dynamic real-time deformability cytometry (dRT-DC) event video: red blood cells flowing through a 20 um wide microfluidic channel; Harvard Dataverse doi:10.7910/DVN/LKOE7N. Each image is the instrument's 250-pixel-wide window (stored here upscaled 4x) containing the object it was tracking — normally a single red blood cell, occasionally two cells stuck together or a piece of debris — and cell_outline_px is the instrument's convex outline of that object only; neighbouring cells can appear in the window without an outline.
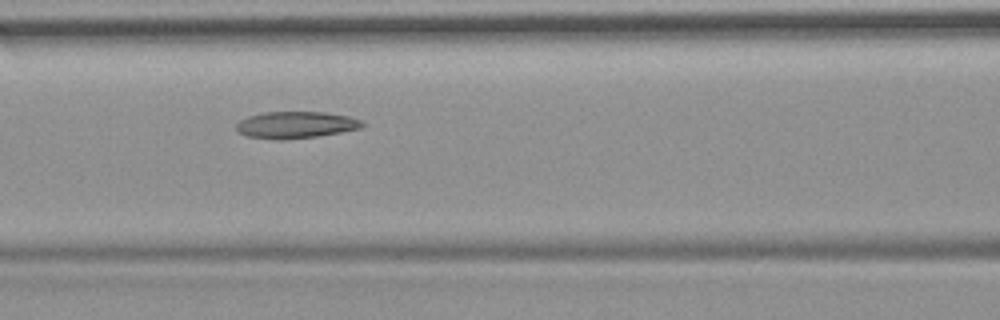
{"species": "common noctule bat (a hibernating species)", "species_latin": "Nyctalus noctula", "temperature_condition": "room temperature", "stored_images_in_passage": 6, "camera_frame_rate_fps": 3000, "um_per_image_px": 0.085, "animal": {"sex": "female", "body_mass_g": 19.9}, "frame": {"image": 1, "passage_image": 5, "time_ms": 5.667, "image_size_px": [1000, 320], "cell_outline_px": [[364, 124], [360, 128], [340, 132], [316, 136], [288, 140], [280, 140], [248, 136], [240, 132], [236, 128], [236, 124], [240, 120], [248, 116], [264, 112], [324, 112], [348, 116], [360, 120]], "centroid_in_image_um": [25.12, 10.61], "position_along_channel_um": 141.5, "area_um2": 19.48}}
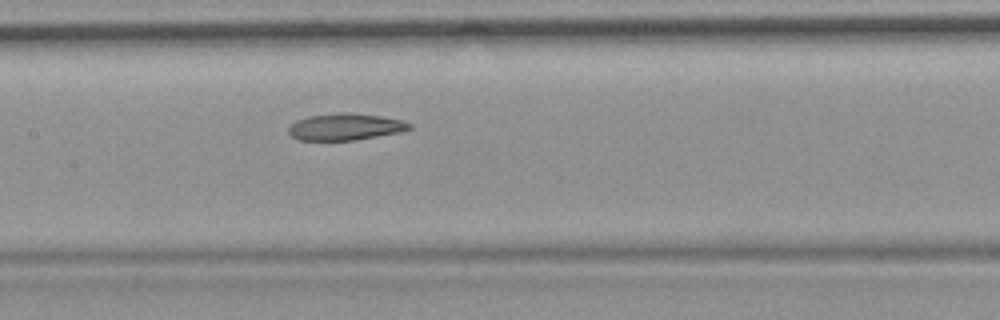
{"frame": {"image": 2, "passage_image": 6, "time_ms": 6.667, "image_size_px": [1000, 320], "cell_outline_px": [[412, 128], [400, 132], [352, 140], [296, 140], [288, 132], [288, 128], [296, 120], [312, 116], [340, 112], [348, 112], [380, 116], [404, 120], [412, 124]], "centroid_in_image_um": [29.36, 10.78], "position_along_channel_um": 178.0, "area_um2": 18.73}}